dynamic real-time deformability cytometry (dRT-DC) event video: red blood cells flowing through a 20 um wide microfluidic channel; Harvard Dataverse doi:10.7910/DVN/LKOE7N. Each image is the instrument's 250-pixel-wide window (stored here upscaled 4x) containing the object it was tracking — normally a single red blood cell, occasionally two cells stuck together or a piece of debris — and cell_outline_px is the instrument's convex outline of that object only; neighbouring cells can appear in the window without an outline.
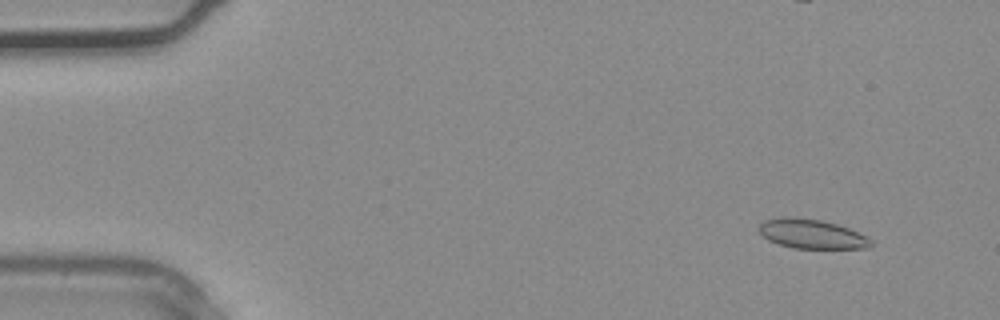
{"species": "common noctule bat (a hibernating species)", "species_latin": "Nyctalus noctula", "temperature_condition": "warm", "stored_images_in_passage": 35, "camera_frame_rate_fps": 3000, "um_per_image_px": 0.085, "animal": {"sex": "male", "body_mass_g": 20.4}, "frame": {"image": 1, "passage_image": 1, "time_ms": 0.0, "image_size_px": [1000, 320], "cell_outline_px": [[872, 244], [868, 248], [792, 248], [768, 240], [760, 232], [760, 224], [764, 220], [780, 216], [784, 216], [820, 220], [836, 224], [848, 228], [872, 240]], "centroid_in_image_um": [68.96, 19.88], "position_along_channel_um": 16.0, "area_um2": 18.84}}
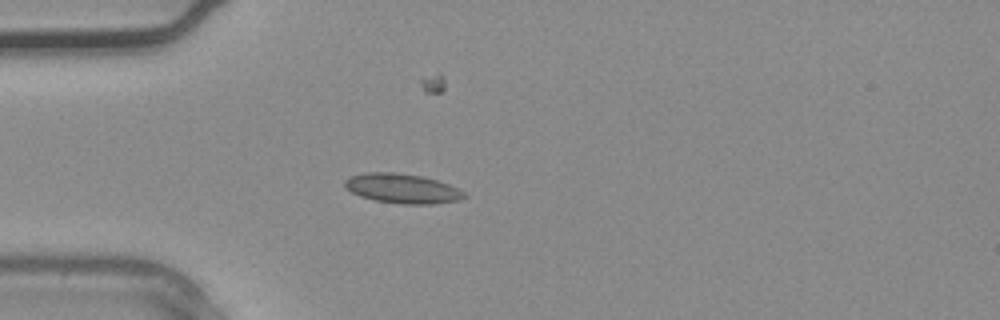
{"frame": {"image": 2, "passage_image": 8, "time_ms": 2.333, "image_size_px": [1000, 320], "cell_outline_px": [[468, 196], [460, 200], [432, 204], [400, 204], [372, 200], [360, 196], [344, 188], [344, 180], [348, 176], [364, 172], [396, 172], [420, 176], [436, 180], [448, 184], [464, 192]], "centroid_in_image_um": [34.14, 16.02], "position_along_channel_um": 50.9, "area_um2": 20.81}}
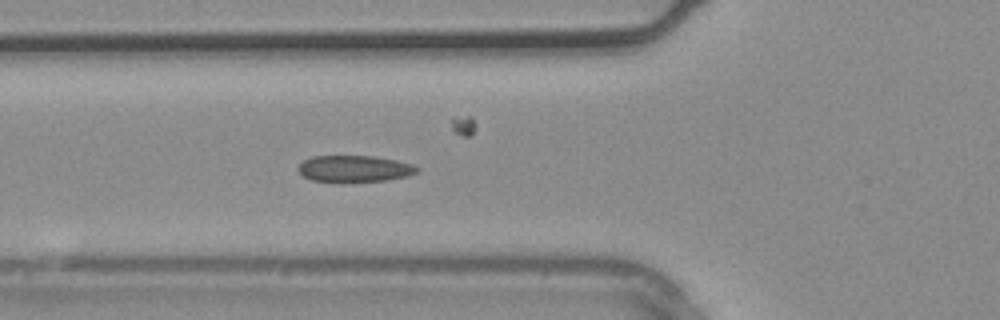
{"frame": {"image": 3, "passage_image": 11, "time_ms": 3.333, "image_size_px": [1000, 320], "cell_outline_px": [[420, 172], [408, 176], [384, 180], [312, 180], [304, 176], [296, 168], [304, 160], [312, 156], [372, 156], [396, 160], [412, 164], [420, 168]], "centroid_in_image_um": [30.17, 14.31], "position_along_channel_um": 95.6, "area_um2": 17.86}}